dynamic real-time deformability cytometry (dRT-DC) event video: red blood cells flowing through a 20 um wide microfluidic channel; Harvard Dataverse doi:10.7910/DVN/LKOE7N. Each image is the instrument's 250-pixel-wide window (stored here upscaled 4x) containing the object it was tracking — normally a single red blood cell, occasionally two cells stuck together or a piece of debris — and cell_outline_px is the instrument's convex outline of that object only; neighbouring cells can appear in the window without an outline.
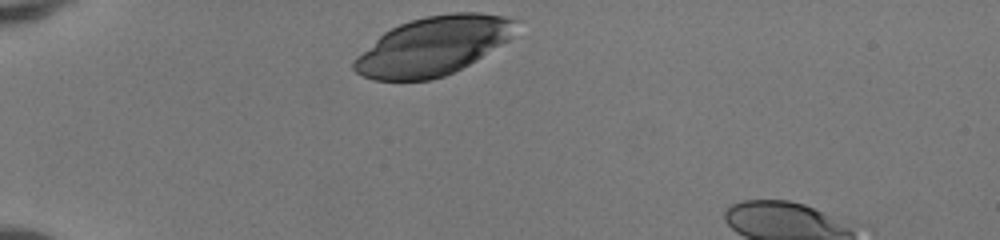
{"species": "human", "species_latin": "Homo sapiens", "temperature_condition": "room temperature", "stored_images_in_passage": 31, "camera_frame_rate_fps": 3000, "um_per_image_px": 0.085, "donor": {"sex": "female"}, "frame": {"image": 1, "passage_image": 1, "time_ms": 0.0, "image_size_px": [1000, 240], "cell_outline_px": [[516, 20], [508, 40], [476, 60], [444, 76], [432, 80], [372, 80], [356, 72], [352, 68], [352, 64], [356, 56], [384, 32], [400, 24], [424, 16], [452, 12], [480, 12], [504, 16]], "centroid_in_image_um": [36.77, 3.91], "position_along_channel_um": 48.2, "area_um2": 54.68}}
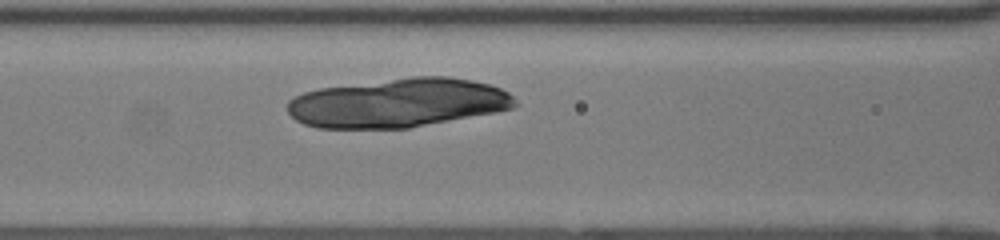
{"frame": {"image": 2, "passage_image": 10, "time_ms": 3.0, "image_size_px": [1000, 240], "cell_outline_px": [[520, 104], [512, 108], [496, 112], [408, 128], [316, 128], [304, 124], [296, 120], [288, 112], [288, 100], [304, 92], [320, 88], [412, 76], [448, 76], [472, 80], [488, 84], [500, 88], [508, 92]], "centroid_in_image_um": [33.86, 8.74], "position_along_channel_um": 132.7, "area_um2": 64.97}}